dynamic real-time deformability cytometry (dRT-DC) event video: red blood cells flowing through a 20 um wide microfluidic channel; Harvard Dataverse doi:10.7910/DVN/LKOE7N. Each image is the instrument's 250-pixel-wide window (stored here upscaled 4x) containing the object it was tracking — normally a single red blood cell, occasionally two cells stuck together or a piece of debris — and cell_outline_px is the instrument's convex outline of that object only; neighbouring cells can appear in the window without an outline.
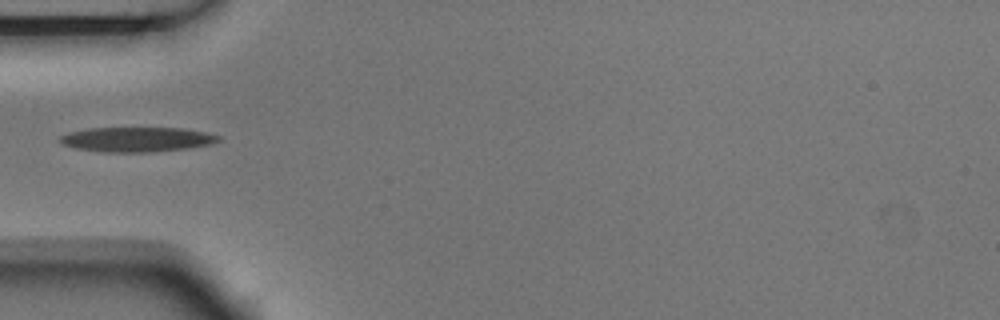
{"species": "Egyptian fruit bat (a non-hibernating species)", "species_latin": "Rousettus aegyptiacus", "temperature_condition": "room temperature", "stored_images_in_passage": 1, "camera_frame_rate_fps": 3000, "um_per_image_px": 0.085, "animal": {"sex": "male"}, "frame": {"image": 1, "passage_image": 1, "time_ms": 0.0, "image_size_px": [1000, 320], "cell_outline_px": [[220, 140], [208, 144], [188, 148], [152, 152], [104, 152], [76, 148], [60, 144], [60, 136], [68, 132], [88, 128], [184, 128], [204, 132], [220, 136]], "centroid_in_image_um": [11.59, 11.85], "position_along_channel_um": 73.4, "area_um2": 22.77}}